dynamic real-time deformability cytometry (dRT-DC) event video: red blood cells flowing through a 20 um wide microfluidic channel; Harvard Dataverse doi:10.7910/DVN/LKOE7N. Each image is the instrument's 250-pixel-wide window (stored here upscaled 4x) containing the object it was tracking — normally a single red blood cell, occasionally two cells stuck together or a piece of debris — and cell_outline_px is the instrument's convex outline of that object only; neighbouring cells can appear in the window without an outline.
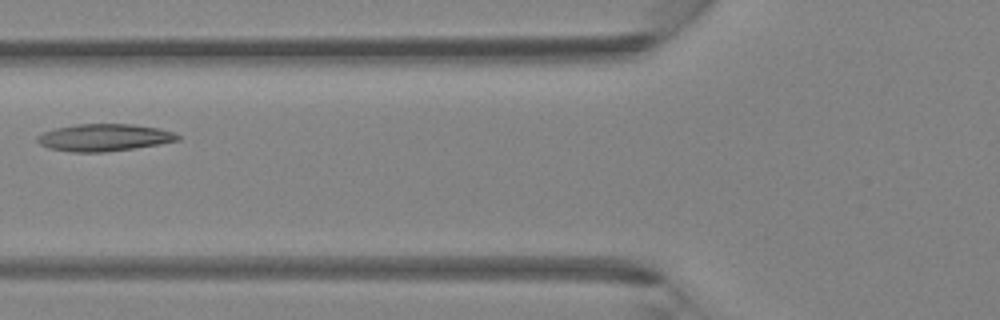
{"species": "Egyptian fruit bat (a non-hibernating species)", "species_latin": "Rousettus aegyptiacus", "temperature_condition": "room temperature", "stored_images_in_passage": 5, "camera_frame_rate_fps": 3000, "um_per_image_px": 0.085, "animal": {"sex": "female"}, "frame": {"image": 1, "passage_image": 5, "time_ms": 1.333, "image_size_px": [1000, 320], "cell_outline_px": [[180, 140], [160, 144], [104, 152], [72, 152], [48, 148], [40, 144], [36, 140], [36, 136], [44, 132], [56, 128], [76, 124], [132, 124], [160, 128], [172, 132], [180, 136]], "centroid_in_image_um": [8.84, 11.69], "position_along_channel_um": 117.0, "area_um2": 22.2}}